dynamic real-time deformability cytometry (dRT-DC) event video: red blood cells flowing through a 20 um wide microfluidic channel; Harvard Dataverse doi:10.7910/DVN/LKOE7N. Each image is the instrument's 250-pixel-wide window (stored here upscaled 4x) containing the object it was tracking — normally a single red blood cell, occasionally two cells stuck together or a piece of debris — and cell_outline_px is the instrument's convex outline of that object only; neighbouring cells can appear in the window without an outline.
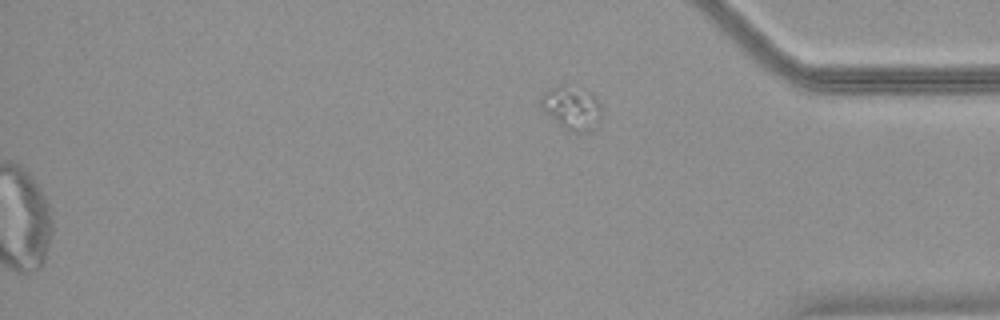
{"species": "common noctule bat (a hibernating species)", "species_latin": "Nyctalus noctula", "temperature_condition": "warm", "stored_images_in_passage": 52, "segment_of_instrument_passage": [2, 2], "camera_frame_rate_fps": 3000, "um_per_image_px": 0.085, "animal": {"sex": "female", "body_mass_g": 18.4}, "frame": {"image": 1, "passage_image": 52, "time_ms": 17.0, "image_size_px": [1000, 320], "cell_outline_px": [[600, 128], [592, 132], [572, 132], [564, 128], [540, 108], [540, 96], [548, 88], [556, 84], [560, 84], [584, 88], [596, 96], [600, 100]], "centroid_in_image_um": [48.63, 9.16], "position_along_channel_um": 386.6, "area_um2": 16.13}}